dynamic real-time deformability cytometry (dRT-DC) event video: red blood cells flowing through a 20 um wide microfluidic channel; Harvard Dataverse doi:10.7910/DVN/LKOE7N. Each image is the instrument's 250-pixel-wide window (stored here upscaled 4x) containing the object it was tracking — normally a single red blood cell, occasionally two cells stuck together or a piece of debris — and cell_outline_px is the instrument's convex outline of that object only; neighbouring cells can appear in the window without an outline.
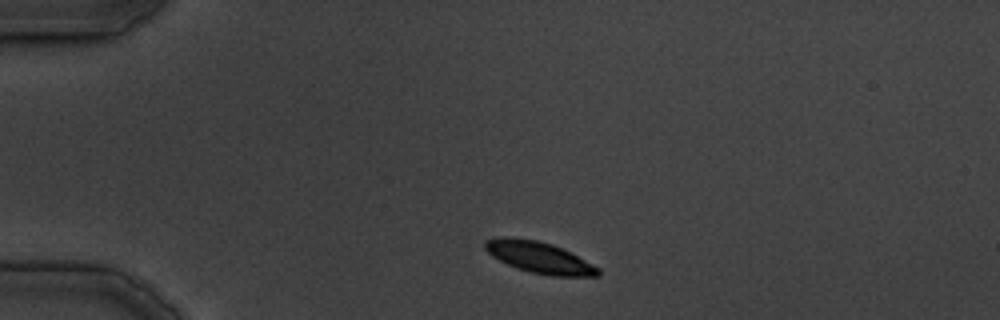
{"species": "common noctule bat (a hibernating species)", "species_latin": "Nyctalus noctula", "temperature_condition": "cold", "stored_images_in_passage": 30, "camera_frame_rate_fps": 3000, "um_per_image_px": 0.085, "animal": {"sex": "male", "body_mass_g": 19.5, "forearm_length_mm": 54.6}, "frame": {"image": 1, "passage_image": 1, "time_ms": 0.0, "image_size_px": [1000, 320], "cell_outline_px": [[600, 276], [552, 276], [532, 272], [516, 268], [492, 256], [484, 248], [484, 240], [500, 236], [508, 236], [536, 240], [552, 244], [572, 252], [600, 268]], "centroid_in_image_um": [45.84, 21.86], "position_along_channel_um": 39.2, "area_um2": 20.81}}
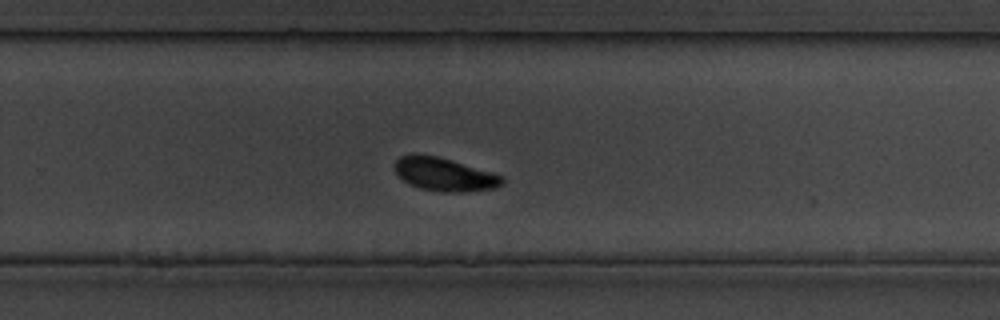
{"frame": {"image": 2, "passage_image": 19, "time_ms": 20.667, "image_size_px": [1000, 320], "cell_outline_px": [[504, 184], [492, 188], [460, 192], [440, 192], [420, 188], [404, 180], [396, 172], [396, 160], [400, 156], [412, 152], [416, 152], [440, 156], [492, 172], [504, 176]], "centroid_in_image_um": [37.78, 14.78], "position_along_channel_um": 292.0, "area_um2": 20.98}}
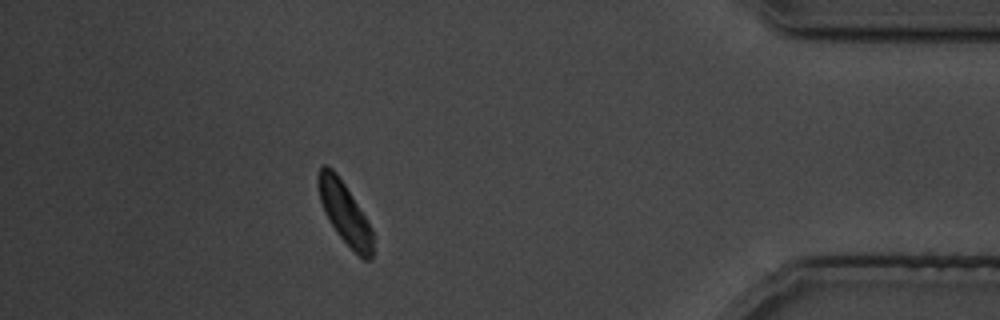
{"frame": {"image": 3, "passage_image": 27, "time_ms": 31.333, "image_size_px": [1000, 320], "cell_outline_px": [[372, 260], [364, 260], [340, 236], [328, 220], [324, 212], [320, 200], [316, 184], [316, 176], [320, 168], [324, 164], [332, 168], [336, 172], [368, 220], [372, 232]], "centroid_in_image_um": [29.26, 18.05], "position_along_channel_um": 405.9, "area_um2": 19.42}}